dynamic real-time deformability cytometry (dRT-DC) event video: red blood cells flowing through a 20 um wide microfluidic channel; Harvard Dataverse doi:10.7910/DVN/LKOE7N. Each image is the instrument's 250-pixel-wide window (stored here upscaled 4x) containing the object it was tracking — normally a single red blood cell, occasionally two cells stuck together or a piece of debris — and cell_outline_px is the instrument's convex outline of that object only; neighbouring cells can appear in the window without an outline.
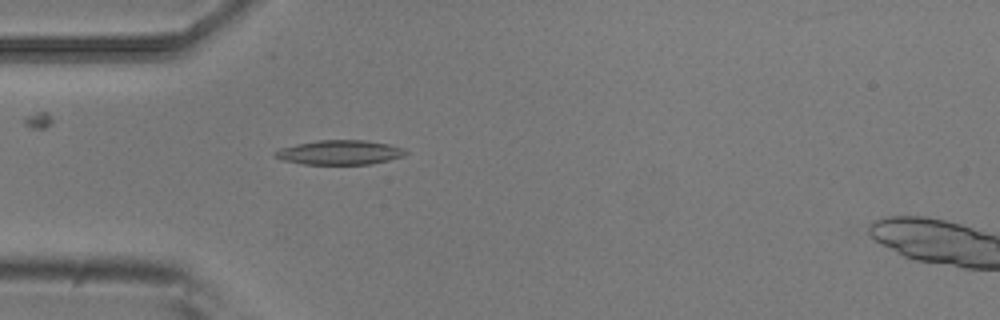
{"species": "common noctule bat (a hibernating species)", "species_latin": "Nyctalus noctula", "temperature_condition": "room temperature", "stored_images_in_passage": 2, "camera_frame_rate_fps": 3000, "um_per_image_px": 0.085, "animal": {"sex": "male", "body_mass_g": 20.5, "forearm_length_mm": 52.5}, "frame": {"image": 1, "passage_image": 1, "time_ms": 0.0, "image_size_px": [1000, 320], "cell_outline_px": [[408, 152], [404, 156], [372, 164], [304, 164], [280, 160], [276, 156], [276, 152], [280, 148], [296, 144], [316, 140], [364, 140], [388, 144], [404, 148]], "centroid_in_image_um": [28.9, 12.95], "position_along_channel_um": 56.1, "area_um2": 18.55}}